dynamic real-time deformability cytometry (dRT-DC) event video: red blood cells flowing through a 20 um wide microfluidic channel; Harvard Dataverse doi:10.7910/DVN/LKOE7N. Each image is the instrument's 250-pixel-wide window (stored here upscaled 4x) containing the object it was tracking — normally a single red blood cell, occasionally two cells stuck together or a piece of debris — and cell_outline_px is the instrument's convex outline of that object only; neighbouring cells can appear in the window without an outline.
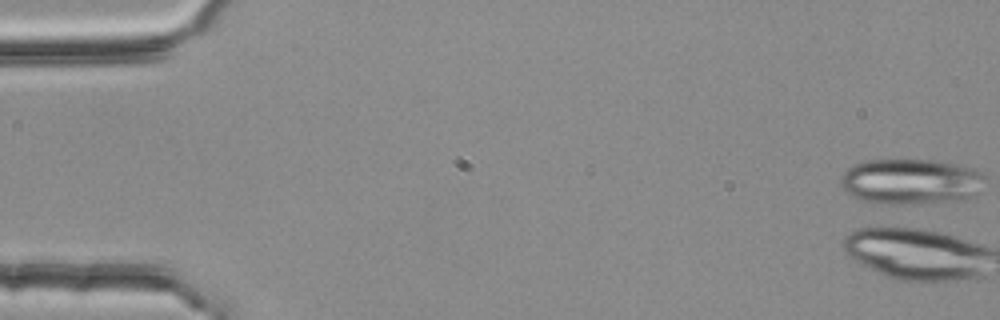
{"species": "common noctule bat (a hibernating species)", "species_latin": "Nyctalus noctula", "temperature_condition": "room temperature", "stored_images_in_passage": 21, "camera_frame_rate_fps": 3000, "um_per_image_px": 0.085, "animal": {"sex": "female", "body_mass_g": 25.1}, "frame": {"image": 1, "passage_image": 1, "time_ms": 0.0, "image_size_px": [1000, 320], "cell_outline_px": [[984, 176], [980, 192], [976, 196], [960, 200], [900, 204], [892, 204], [860, 200], [852, 196], [840, 188], [840, 176], [852, 164], [864, 160], [936, 160], [956, 164], [972, 168], [980, 172]], "centroid_in_image_um": [77.39, 15.42], "position_along_channel_um": 7.6, "area_um2": 38.49}}